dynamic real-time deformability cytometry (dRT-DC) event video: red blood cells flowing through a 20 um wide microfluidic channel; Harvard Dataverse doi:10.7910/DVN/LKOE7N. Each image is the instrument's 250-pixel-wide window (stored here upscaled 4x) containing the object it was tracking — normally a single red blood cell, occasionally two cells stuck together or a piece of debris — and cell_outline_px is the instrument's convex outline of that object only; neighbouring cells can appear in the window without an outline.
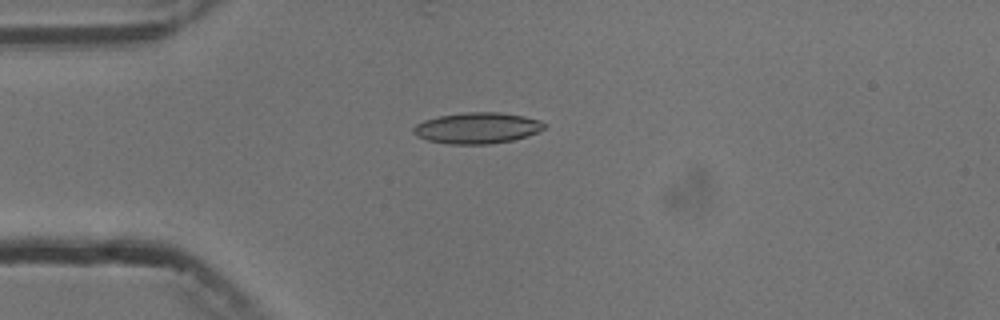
{"species": "common noctule bat (a hibernating species)", "species_latin": "Nyctalus noctula", "temperature_condition": "cold", "stored_images_in_passage": 5, "camera_frame_rate_fps": 3000, "um_per_image_px": 0.085, "animal": {"sex": "male", "body_mass_g": 13.3}, "frame": {"image": 1, "passage_image": 1, "time_ms": 0.0, "image_size_px": [1000, 320], "cell_outline_px": [[544, 128], [528, 136], [512, 140], [492, 144], [448, 144], [428, 140], [416, 136], [412, 132], [412, 128], [416, 124], [424, 120], [440, 116], [464, 112], [500, 112], [524, 116], [540, 120], [544, 124]], "centroid_in_image_um": [40.54, 10.88], "position_along_channel_um": 44.5, "area_um2": 23.7}}
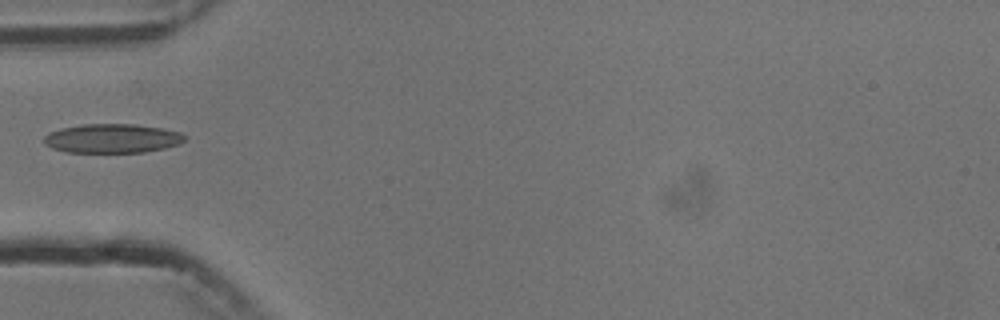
{"frame": {"image": 2, "passage_image": 2, "time_ms": 1.333, "image_size_px": [1000, 320], "cell_outline_px": [[188, 136], [180, 144], [164, 148], [144, 152], [68, 152], [52, 148], [44, 144], [44, 136], [48, 132], [60, 128], [84, 124], [136, 124], [164, 128], [180, 132]], "centroid_in_image_um": [9.55, 11.76], "position_along_channel_um": 75.4, "area_um2": 24.04}}